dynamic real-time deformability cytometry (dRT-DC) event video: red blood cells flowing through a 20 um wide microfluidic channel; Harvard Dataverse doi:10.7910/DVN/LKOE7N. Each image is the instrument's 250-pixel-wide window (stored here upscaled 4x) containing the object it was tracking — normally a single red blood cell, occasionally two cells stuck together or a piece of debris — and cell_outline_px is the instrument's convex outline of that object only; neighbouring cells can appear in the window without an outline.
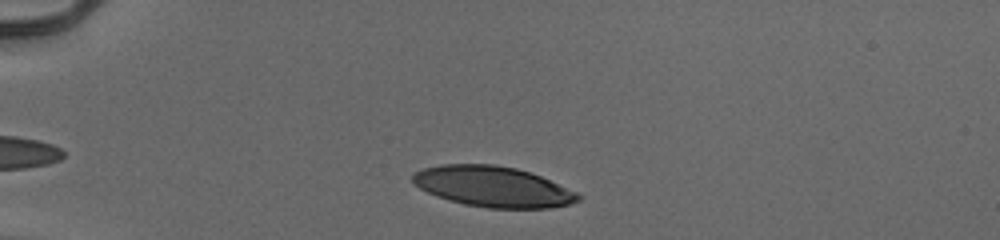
{"species": "human", "species_latin": "Homo sapiens", "temperature_condition": "cold", "stored_images_in_passage": 37, "camera_frame_rate_fps": 3000, "um_per_image_px": 0.085, "donor": {"sex": "male"}, "frame": {"image": 1, "passage_image": 5, "time_ms": 1.333, "image_size_px": [1000, 240], "cell_outline_px": [[584, 196], [580, 200], [568, 204], [548, 208], [488, 208], [464, 204], [436, 196], [412, 184], [412, 176], [416, 172], [424, 168], [440, 164], [496, 164], [516, 168], [540, 176], [580, 192]], "centroid_in_image_um": [41.93, 15.86], "position_along_channel_um": 43.1, "area_um2": 39.3}}
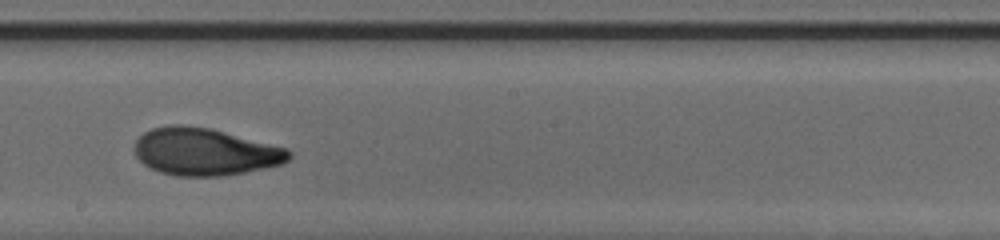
{"frame": {"image": 2, "passage_image": 23, "time_ms": 7.333, "image_size_px": [1000, 240], "cell_outline_px": [[292, 156], [284, 164], [224, 176], [176, 176], [160, 172], [144, 164], [136, 156], [136, 140], [144, 132], [152, 128], [168, 124], [180, 124], [212, 128], [288, 148], [292, 152]], "centroid_in_image_um": [17.46, 12.89], "position_along_channel_um": 230.7, "area_um2": 42.83}}
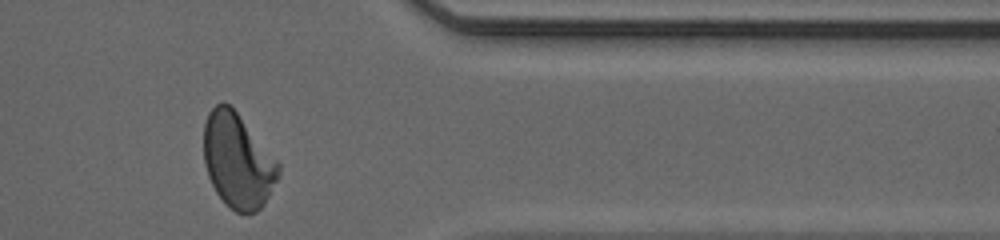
{"frame": {"image": 3, "passage_image": 36, "time_ms": 11.667, "image_size_px": [1000, 240], "cell_outline_px": [[280, 176], [264, 204], [256, 212], [248, 216], [236, 212], [216, 192], [208, 176], [204, 164], [204, 124], [208, 112], [216, 104], [224, 100], [236, 112], [280, 164]], "centroid_in_image_um": [20.21, 13.69], "position_along_channel_um": 391.2, "area_um2": 41.04}, "authors_computed_cell_mechanics": {"area_um2": 41.4426, "velocity_mm_per_s": 3.9351, "shape_relaxation_time_tau1_ms": 5.3623, "shape_relaxation_time_tau2_ms": 1.5459, "deformation_change_tau1": 0.2123, "deformation_change_tau2": 0.0739}}